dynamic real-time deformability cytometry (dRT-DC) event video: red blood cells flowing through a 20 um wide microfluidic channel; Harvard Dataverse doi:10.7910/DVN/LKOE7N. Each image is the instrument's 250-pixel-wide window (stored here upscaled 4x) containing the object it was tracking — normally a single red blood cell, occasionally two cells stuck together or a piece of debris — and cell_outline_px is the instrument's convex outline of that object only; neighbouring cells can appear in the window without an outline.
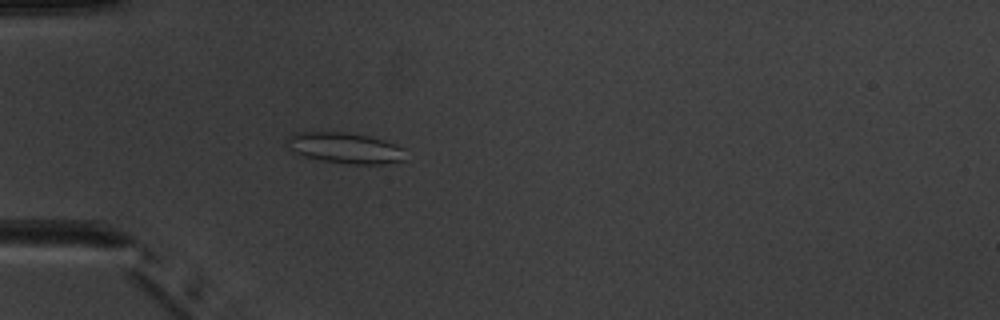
{"species": "common noctule bat (a hibernating species)", "species_latin": "Nyctalus noctula", "temperature_condition": "warm", "stored_images_in_passage": 5, "camera_frame_rate_fps": 3000, "um_per_image_px": 0.085, "animal": {"sex": "male", "body_mass_g": 20.1, "forearm_length_mm": 53.5}, "frame": {"image": 1, "passage_image": 5, "time_ms": 4.667, "image_size_px": [1000, 320], "cell_outline_px": [[404, 160], [384, 164], [348, 164], [324, 160], [304, 156], [292, 152], [288, 148], [284, 140], [292, 132], [344, 132], [368, 136], [384, 140], [396, 144], [404, 148]], "centroid_in_image_um": [29.28, 12.57], "position_along_channel_um": 55.7, "area_um2": 21.44}}